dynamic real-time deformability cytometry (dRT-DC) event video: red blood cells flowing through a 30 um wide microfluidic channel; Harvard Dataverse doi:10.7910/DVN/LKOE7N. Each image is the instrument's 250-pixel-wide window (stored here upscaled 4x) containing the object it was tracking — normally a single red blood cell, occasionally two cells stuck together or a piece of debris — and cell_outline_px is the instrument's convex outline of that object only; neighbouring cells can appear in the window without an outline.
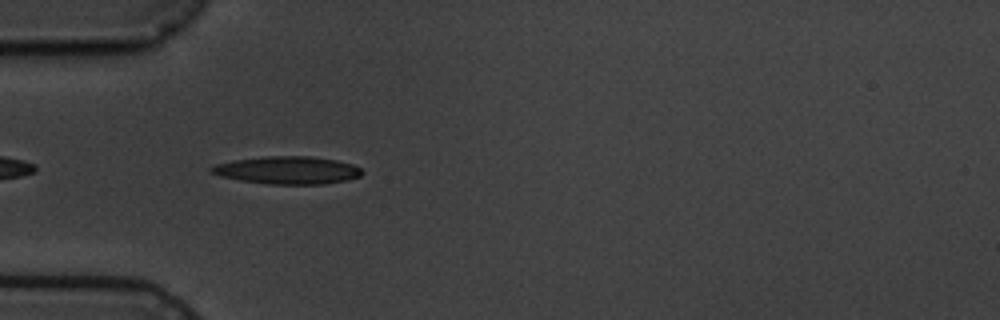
{"species": "common noctule bat (a hibernating species)", "species_latin": "Nyctalus noctula", "temperature_condition": "cold", "stored_images_in_passage": 5, "camera_frame_rate_fps": 3000, "um_per_image_px": 0.085, "animal": {"sex": "male", "body_mass_g": 19.5, "forearm_length_mm": 54.6}, "frame": {"image": 1, "passage_image": 4, "time_ms": 3.333, "image_size_px": [1000, 320], "cell_outline_px": [[364, 172], [360, 176], [348, 180], [324, 184], [268, 184], [240, 180], [220, 176], [212, 172], [208, 168], [216, 164], [232, 160], [264, 156], [312, 156], [336, 160], [352, 164], [360, 168]], "centroid_in_image_um": [24.45, 14.46], "position_along_channel_um": 60.6, "area_um2": 24.39}}
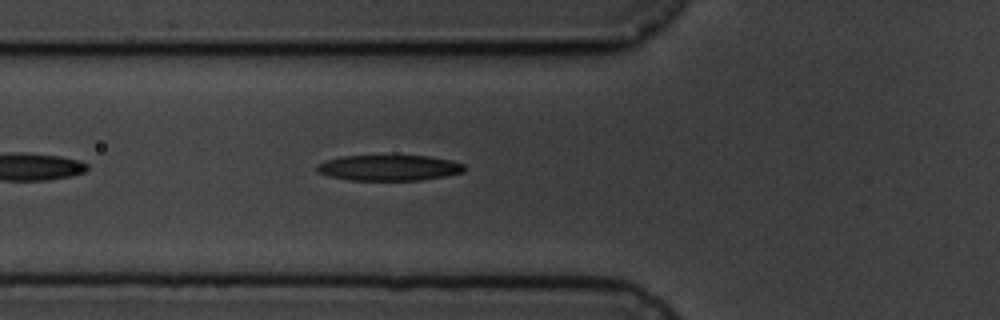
{"frame": {"image": 2, "passage_image": 5, "time_ms": 4.333, "image_size_px": [1000, 320], "cell_outline_px": [[464, 172], [444, 176], [420, 180], [348, 180], [328, 176], [316, 172], [316, 164], [340, 156], [428, 156], [452, 160], [464, 164]], "centroid_in_image_um": [33.04, 14.26], "position_along_channel_um": 92.8, "area_um2": 22.08}}